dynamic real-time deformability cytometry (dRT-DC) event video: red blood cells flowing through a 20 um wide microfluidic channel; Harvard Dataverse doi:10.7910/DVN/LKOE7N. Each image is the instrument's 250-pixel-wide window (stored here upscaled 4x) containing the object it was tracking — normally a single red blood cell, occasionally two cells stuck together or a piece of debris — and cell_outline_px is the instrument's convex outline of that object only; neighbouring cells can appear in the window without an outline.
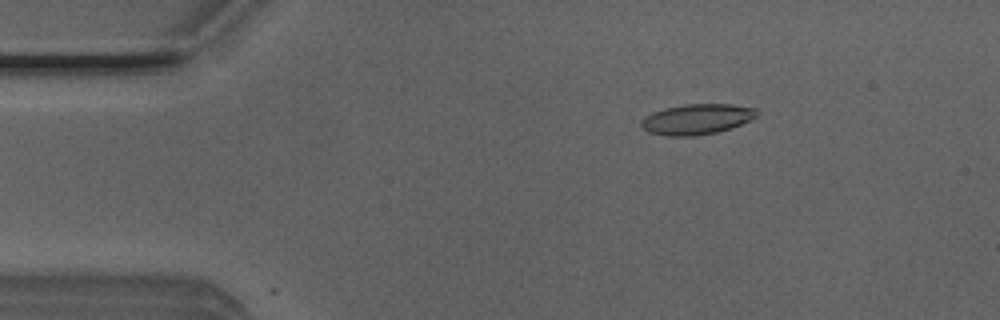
{"species": "Egyptian fruit bat (a non-hibernating species)", "species_latin": "Rousettus aegyptiacus", "temperature_condition": "room temperature", "stored_images_in_passage": 10, "camera_frame_rate_fps": 3000, "um_per_image_px": 0.085, "animal": {"sex": "male"}, "frame": {"image": 1, "passage_image": 8, "time_ms": 2.333, "image_size_px": [1000, 320], "cell_outline_px": [[756, 116], [740, 124], [716, 132], [692, 136], [664, 136], [648, 132], [640, 124], [640, 120], [644, 116], [652, 112], [664, 108], [684, 104], [732, 104], [756, 108]], "centroid_in_image_um": [59.15, 10.12], "position_along_channel_um": 25.8, "area_um2": 20.4}}